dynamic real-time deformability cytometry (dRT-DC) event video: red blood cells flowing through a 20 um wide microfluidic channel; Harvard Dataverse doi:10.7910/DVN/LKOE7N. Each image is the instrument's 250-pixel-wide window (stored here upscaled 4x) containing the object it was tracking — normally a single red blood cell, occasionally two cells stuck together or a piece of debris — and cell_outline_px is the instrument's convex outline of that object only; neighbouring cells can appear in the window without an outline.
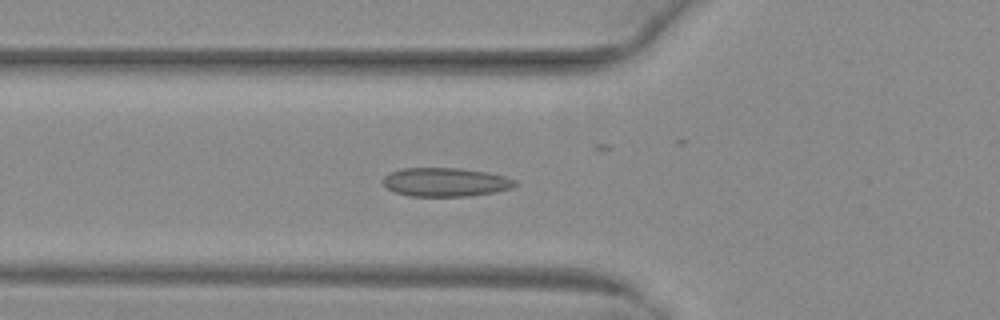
{"species": "common noctule bat (a hibernating species)", "species_latin": "Nyctalus noctula", "temperature_condition": "warm", "stored_images_in_passage": 50, "camera_frame_rate_fps": 3000, "um_per_image_px": 0.085, "animal": {"sex": "female", "body_mass_g": 29.2, "forearm_length_mm": 56.3}, "frame": {"image": 1, "passage_image": 18, "time_ms": 5.667, "image_size_px": [1000, 320], "cell_outline_px": [[516, 184], [512, 188], [492, 192], [468, 196], [408, 196], [396, 192], [388, 188], [384, 184], [384, 176], [392, 172], [404, 168], [460, 168], [488, 172], [504, 176], [516, 180]], "centroid_in_image_um": [37.88, 15.48], "position_along_channel_um": 87.9, "area_um2": 21.91}}
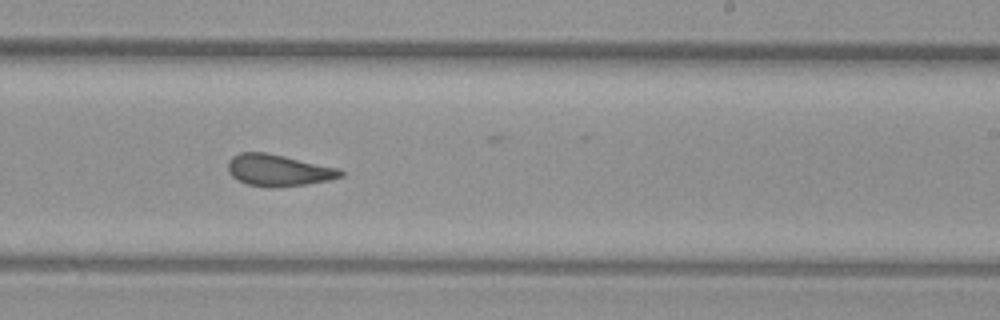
{"frame": {"image": 2, "passage_image": 31, "time_ms": 10.0, "image_size_px": [1000, 320], "cell_outline_px": [[344, 176], [332, 180], [308, 184], [272, 188], [268, 188], [244, 184], [236, 180], [228, 172], [228, 160], [232, 156], [240, 152], [264, 152], [284, 156], [340, 168], [344, 172]], "centroid_in_image_um": [23.67, 14.49], "position_along_channel_um": 265.3, "area_um2": 21.21}}
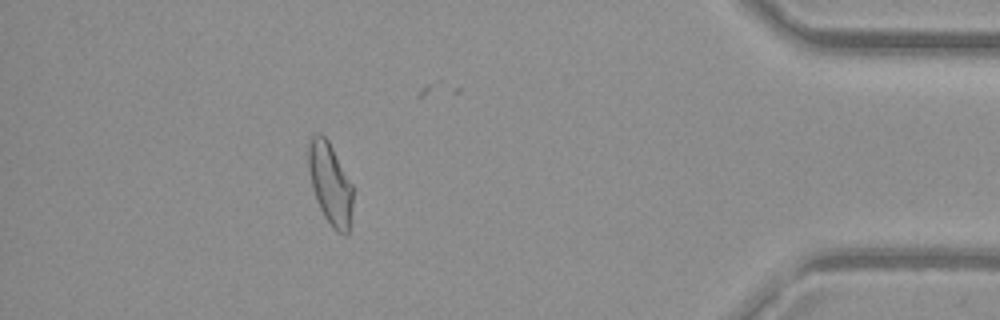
{"frame": {"image": 3, "passage_image": 45, "time_ms": 14.667, "image_size_px": [1000, 320], "cell_outline_px": [[352, 204], [348, 232], [344, 236], [336, 232], [332, 228], [324, 216], [316, 200], [308, 168], [308, 148], [312, 136], [316, 132], [320, 132], [328, 140], [352, 184]], "centroid_in_image_um": [28.06, 15.62], "position_along_channel_um": 407.1, "area_um2": 20.98}, "authors_computed_cell_mechanics": {"area_um2": 21.7039, "velocity_mm_per_s": 4.0857, "shape_relaxation_time_tau1_ms": null, "shape_relaxation_time_tau2_ms": 1.0418, "deformation_change_tau1": null, "deformation_change_tau2": 0.0656}}